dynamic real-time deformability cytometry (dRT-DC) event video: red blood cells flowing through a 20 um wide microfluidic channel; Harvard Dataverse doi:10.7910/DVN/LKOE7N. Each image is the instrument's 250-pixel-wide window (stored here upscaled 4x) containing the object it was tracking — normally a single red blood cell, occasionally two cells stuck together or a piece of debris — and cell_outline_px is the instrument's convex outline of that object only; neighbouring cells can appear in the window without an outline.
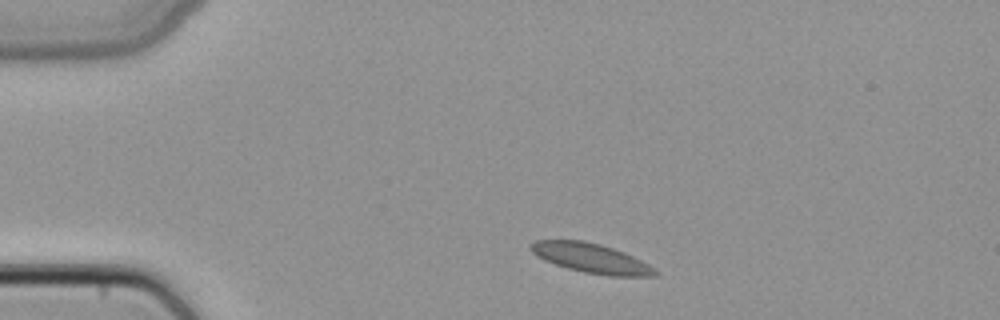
{"species": "common noctule bat (a hibernating species)", "species_latin": "Nyctalus noctula", "temperature_condition": "cold", "stored_images_in_passage": 2, "camera_frame_rate_fps": 3000, "um_per_image_px": 0.085, "animal": {"sex": "female", "body_mass_g": 22.7, "forearm_length_mm": 54.2}, "frame": {"image": 1, "passage_image": 1, "time_ms": 0.0, "image_size_px": [1000, 320], "cell_outline_px": [[660, 272], [656, 276], [608, 276], [584, 272], [568, 268], [544, 260], [536, 256], [528, 248], [528, 244], [536, 240], [584, 240], [600, 244], [624, 252], [648, 264]], "centroid_in_image_um": [50.22, 21.94], "position_along_channel_um": 34.8, "area_um2": 21.44}}
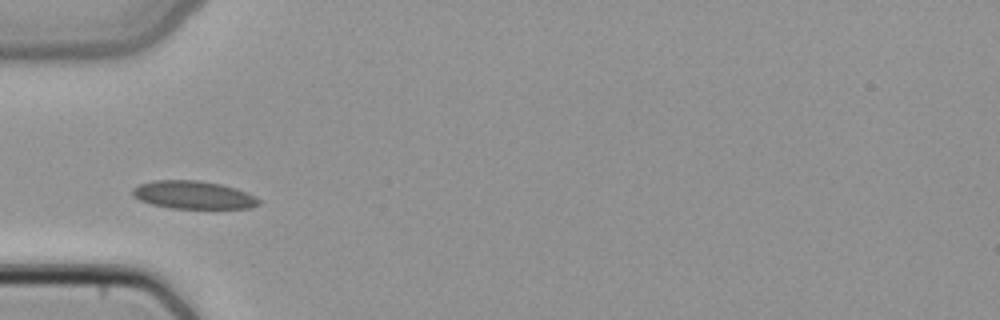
{"frame": {"image": 2, "passage_image": 2, "time_ms": 0.333, "image_size_px": [1000, 320], "cell_outline_px": [[260, 204], [248, 208], [172, 208], [152, 204], [140, 200], [132, 196], [132, 188], [140, 184], [152, 180], [200, 180], [220, 184], [236, 188], [260, 200]], "centroid_in_image_um": [16.38, 16.56], "position_along_channel_um": 68.6, "area_um2": 20.4}}